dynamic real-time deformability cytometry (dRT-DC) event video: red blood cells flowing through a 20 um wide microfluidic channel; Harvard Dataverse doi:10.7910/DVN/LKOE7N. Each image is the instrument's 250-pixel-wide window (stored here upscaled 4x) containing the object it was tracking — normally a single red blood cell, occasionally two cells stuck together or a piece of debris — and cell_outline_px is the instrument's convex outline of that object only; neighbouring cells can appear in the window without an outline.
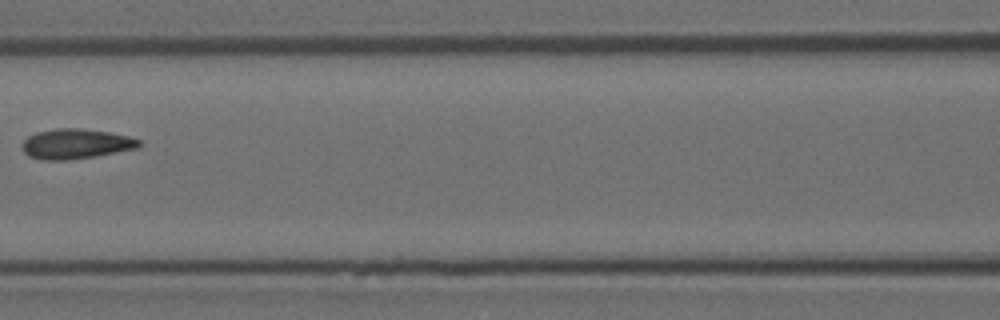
{"species": "Egyptian fruit bat (a non-hibernating species)", "species_latin": "Rousettus aegyptiacus", "temperature_condition": "room temperature", "stored_images_in_passage": 8, "camera_frame_rate_fps": 3000, "um_per_image_px": 0.085, "animal": {"sex": "female"}, "frame": {"image": 1, "passage_image": 7, "time_ms": 2.0, "image_size_px": [1000, 320], "cell_outline_px": [[140, 144], [136, 148], [96, 156], [68, 160], [44, 160], [28, 156], [24, 152], [24, 140], [28, 136], [36, 132], [56, 128], [80, 128], [108, 132], [128, 136], [140, 140]], "centroid_in_image_um": [6.43, 12.22], "position_along_channel_um": 160.2, "area_um2": 20.23}}
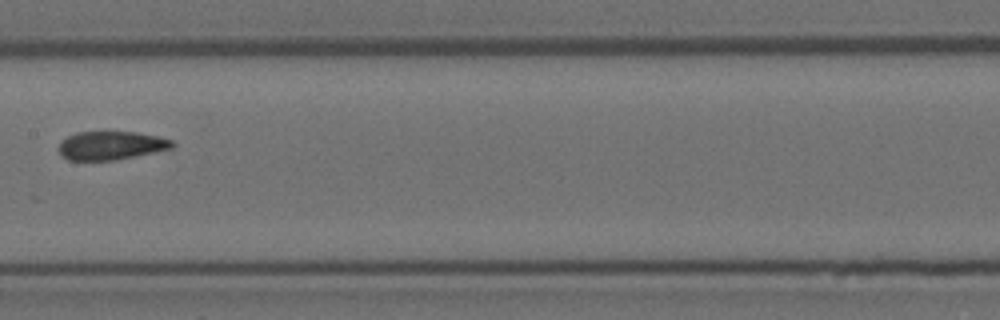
{"frame": {"image": 2, "passage_image": 8, "time_ms": 2.333, "image_size_px": [1000, 320], "cell_outline_px": [[176, 144], [172, 148], [116, 160], [68, 160], [60, 152], [60, 140], [76, 132], [136, 132], [156, 136], [172, 140]], "centroid_in_image_um": [9.44, 12.36], "position_along_channel_um": 198.0, "area_um2": 18.67}}